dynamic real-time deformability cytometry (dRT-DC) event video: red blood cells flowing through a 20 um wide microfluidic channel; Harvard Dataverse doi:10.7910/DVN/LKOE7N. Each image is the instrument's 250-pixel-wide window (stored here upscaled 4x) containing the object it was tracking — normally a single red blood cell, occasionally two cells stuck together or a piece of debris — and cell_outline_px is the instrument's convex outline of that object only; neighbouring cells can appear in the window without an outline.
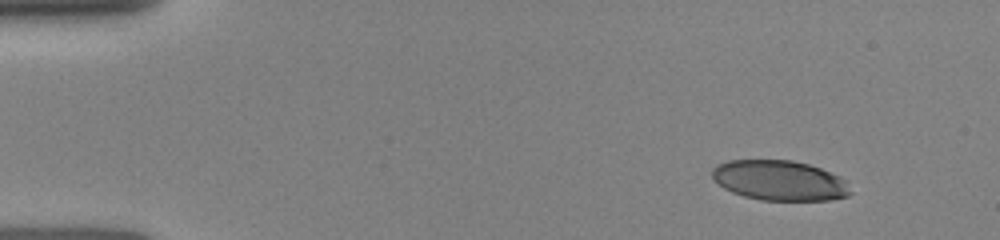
{"species": "human", "species_latin": "Homo sapiens", "temperature_condition": "room temperature", "stored_images_in_passage": 15, "camera_frame_rate_fps": 3000, "um_per_image_px": 0.085, "donor": {"sex": "female"}, "frame": {"image": 1, "passage_image": 1, "time_ms": 0.0, "image_size_px": [1000, 240], "cell_outline_px": [[852, 192], [848, 196], [832, 200], [760, 200], [744, 196], [732, 192], [724, 188], [712, 180], [712, 168], [716, 164], [728, 160], [792, 160], [808, 164], [820, 168], [840, 176], [844, 180]], "centroid_in_image_um": [66.24, 15.34], "position_along_channel_um": 18.8, "area_um2": 32.48}}
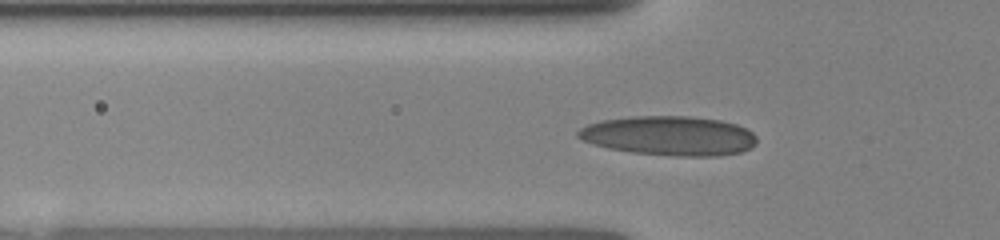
{"frame": {"image": 2, "passage_image": 13, "time_ms": 3.667, "image_size_px": [1000, 240], "cell_outline_px": [[756, 144], [752, 148], [740, 152], [720, 156], [676, 156], [632, 152], [608, 148], [592, 144], [580, 140], [576, 136], [576, 132], [580, 128], [588, 124], [600, 120], [632, 116], [692, 116], [720, 120], [736, 124], [752, 132], [756, 136]], "centroid_in_image_um": [56.87, 11.54], "position_along_channel_um": 68.9, "area_um2": 41.38}}